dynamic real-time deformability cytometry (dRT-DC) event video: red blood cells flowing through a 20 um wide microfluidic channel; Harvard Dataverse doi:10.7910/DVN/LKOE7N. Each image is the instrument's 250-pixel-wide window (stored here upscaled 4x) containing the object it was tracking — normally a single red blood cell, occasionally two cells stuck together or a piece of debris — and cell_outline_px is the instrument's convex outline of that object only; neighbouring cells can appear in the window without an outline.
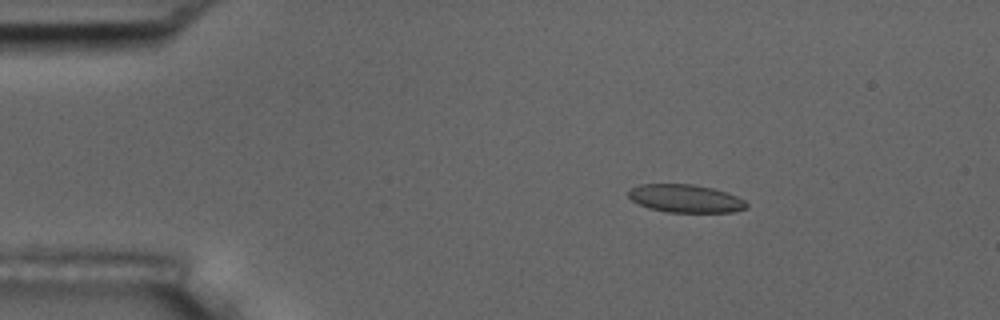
{"species": "common noctule bat (a hibernating species)", "species_latin": "Nyctalus noctula", "temperature_condition": "room temperature", "stored_images_in_passage": 5, "camera_frame_rate_fps": 3000, "um_per_image_px": 0.085, "animal": {"sex": "male", "body_mass_g": 17.5, "forearm_length_mm": 52.3}, "frame": {"image": 1, "passage_image": 3, "time_ms": 2.333, "image_size_px": [1000, 320], "cell_outline_px": [[748, 204], [744, 208], [732, 212], [668, 212], [648, 208], [632, 200], [628, 196], [628, 192], [632, 188], [640, 184], [692, 184], [712, 188], [728, 192], [744, 200]], "centroid_in_image_um": [58.26, 16.87], "position_along_channel_um": 26.7, "area_um2": 19.13}}